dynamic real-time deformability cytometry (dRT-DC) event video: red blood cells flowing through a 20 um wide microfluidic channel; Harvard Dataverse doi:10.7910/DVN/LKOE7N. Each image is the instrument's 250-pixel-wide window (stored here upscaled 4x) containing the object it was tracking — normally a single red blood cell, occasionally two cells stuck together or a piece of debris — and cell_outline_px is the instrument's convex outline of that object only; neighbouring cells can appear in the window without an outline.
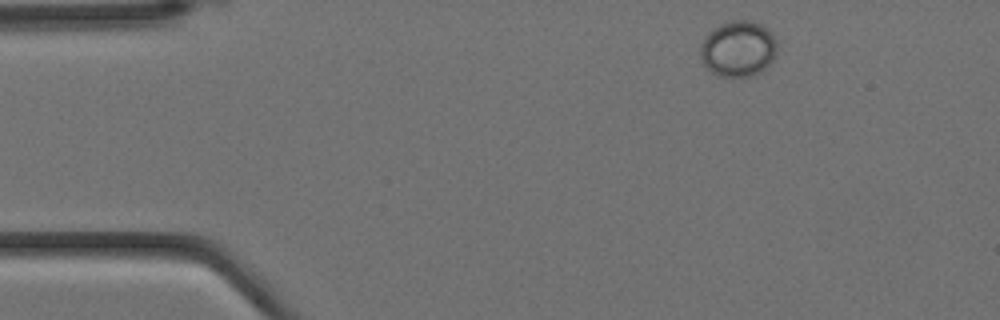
{"species": "Egyptian fruit bat (a non-hibernating species)", "species_latin": "Rousettus aegyptiacus", "temperature_condition": "cold", "stored_images_in_passage": 8, "camera_frame_rate_fps": 3000, "um_per_image_px": 0.085, "animal": {"sex": "female"}, "frame": {"image": 1, "passage_image": 1, "time_ms": 0.0, "image_size_px": [1000, 320], "cell_outline_px": [[776, 56], [768, 68], [752, 76], [720, 76], [712, 72], [704, 64], [700, 56], [700, 44], [708, 32], [720, 24], [732, 20], [748, 20], [760, 24], [768, 28], [776, 40]], "centroid_in_image_um": [62.76, 4.14], "position_along_channel_um": 22.2, "area_um2": 25.2}}
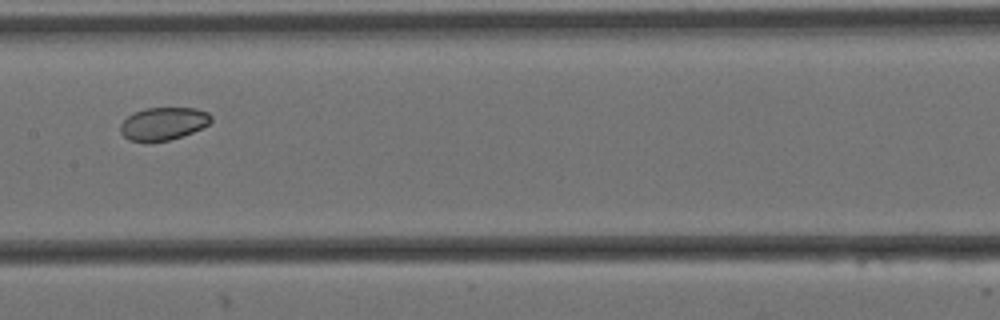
{"frame": {"image": 2, "passage_image": 7, "time_ms": 2.0, "image_size_px": [1000, 320], "cell_outline_px": [[212, 120], [208, 124], [192, 132], [168, 140], [128, 140], [120, 132], [120, 124], [128, 116], [144, 108], [196, 108], [208, 112], [212, 116]], "centroid_in_image_um": [13.89, 10.48], "position_along_channel_um": 193.5, "area_um2": 16.94}}
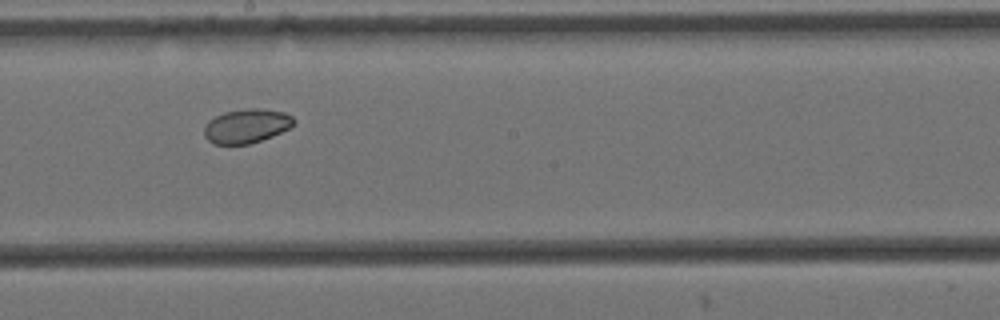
{"frame": {"image": 3, "passage_image": 8, "time_ms": 2.333, "image_size_px": [1000, 320], "cell_outline_px": [[296, 120], [288, 128], [272, 136], [248, 144], [212, 144], [204, 136], [204, 124], [208, 120], [224, 112], [248, 108], [260, 108], [284, 112], [292, 116]], "centroid_in_image_um": [20.92, 10.7], "position_along_channel_um": 227.3, "area_um2": 17.8}}